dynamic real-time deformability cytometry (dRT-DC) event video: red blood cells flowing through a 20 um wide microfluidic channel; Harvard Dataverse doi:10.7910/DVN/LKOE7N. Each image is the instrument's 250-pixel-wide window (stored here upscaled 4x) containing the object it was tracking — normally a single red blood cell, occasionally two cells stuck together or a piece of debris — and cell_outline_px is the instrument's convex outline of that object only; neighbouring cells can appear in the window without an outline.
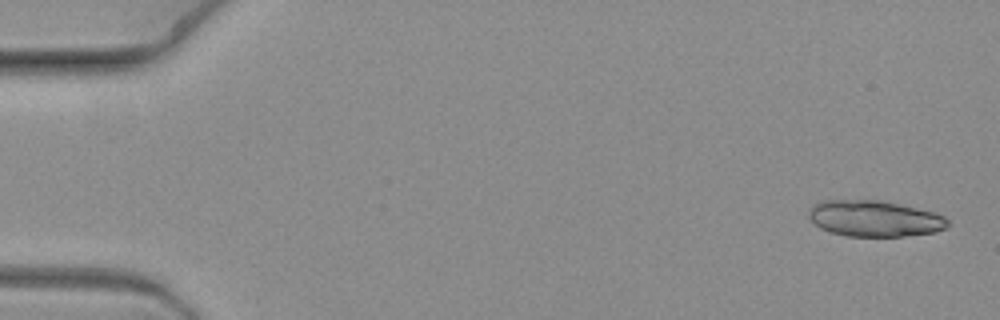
{"species": "common noctule bat (a hibernating species)", "species_latin": "Nyctalus noctula", "temperature_condition": "warm", "stored_images_in_passage": 9, "camera_frame_rate_fps": 3000, "um_per_image_px": 0.085, "animal": {"sex": "female", "body_mass_g": 19.3, "forearm_length_mm": 54.1}, "frame": {"image": 1, "passage_image": 1, "time_ms": 0.0, "image_size_px": [1000, 320], "cell_outline_px": [[948, 224], [944, 228], [932, 232], [904, 236], [848, 236], [828, 232], [820, 228], [808, 216], [808, 208], [812, 204], [824, 200], [884, 200], [932, 212], [944, 216], [948, 220]], "centroid_in_image_um": [74.27, 18.56], "position_along_channel_um": 10.7, "area_um2": 29.19}}
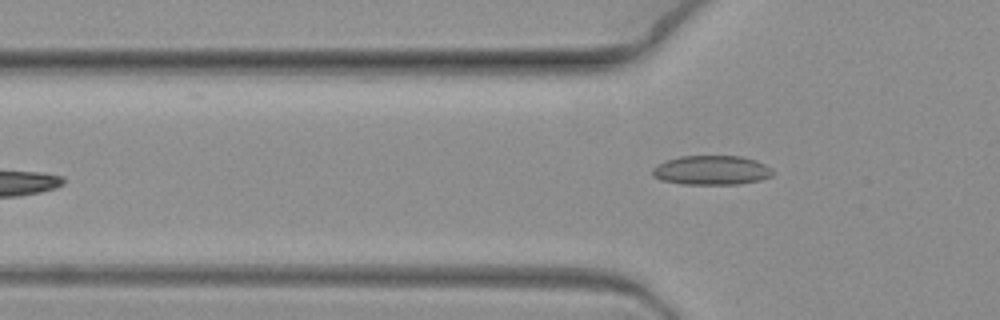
{"frame": {"image": 2, "passage_image": 9, "time_ms": 2.667, "image_size_px": [1000, 320], "cell_outline_px": [[772, 176], [760, 180], [740, 184], [680, 184], [660, 180], [652, 176], [652, 168], [656, 164], [664, 160], [680, 156], [740, 156], [756, 160], [772, 168]], "centroid_in_image_um": [60.43, 14.47], "position_along_channel_um": 65.4, "area_um2": 20.81}}